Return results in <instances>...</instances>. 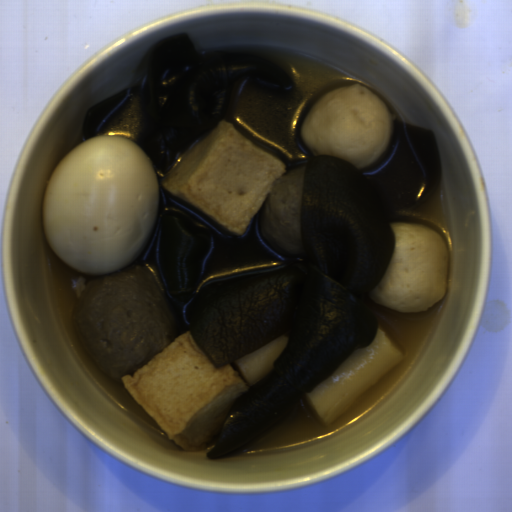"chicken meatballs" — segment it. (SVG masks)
Instances as JSON below:
<instances>
[{
	"instance_id": "obj_2",
	"label": "chicken meatballs",
	"mask_w": 512,
	"mask_h": 512,
	"mask_svg": "<svg viewBox=\"0 0 512 512\" xmlns=\"http://www.w3.org/2000/svg\"><path fill=\"white\" fill-rule=\"evenodd\" d=\"M307 165L297 164L276 180L258 211V230L264 242L291 259L303 255L302 210Z\"/></svg>"
},
{
	"instance_id": "obj_1",
	"label": "chicken meatballs",
	"mask_w": 512,
	"mask_h": 512,
	"mask_svg": "<svg viewBox=\"0 0 512 512\" xmlns=\"http://www.w3.org/2000/svg\"><path fill=\"white\" fill-rule=\"evenodd\" d=\"M72 321L97 369L122 383L190 331L179 326L153 263L90 279L72 306Z\"/></svg>"
}]
</instances>
